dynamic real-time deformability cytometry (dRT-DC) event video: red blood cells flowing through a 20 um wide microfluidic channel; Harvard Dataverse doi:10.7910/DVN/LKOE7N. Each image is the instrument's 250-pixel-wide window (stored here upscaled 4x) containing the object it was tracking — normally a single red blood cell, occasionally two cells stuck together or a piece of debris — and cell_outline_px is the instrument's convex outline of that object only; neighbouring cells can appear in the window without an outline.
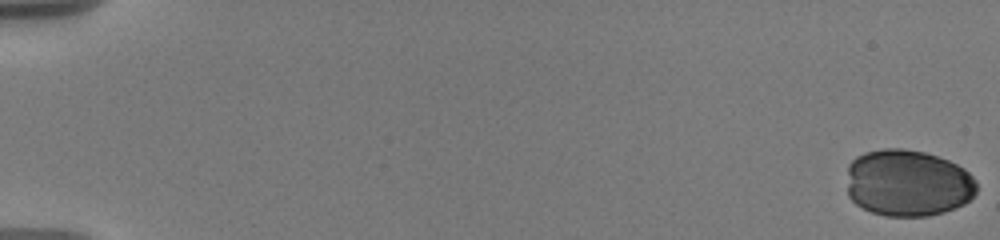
{"species": "human", "species_latin": "Homo sapiens", "temperature_condition": "warm", "stored_images_in_passage": 21, "camera_frame_rate_fps": 3000, "um_per_image_px": 0.085, "donor": {"sex": "male"}, "frame": {"image": 1, "passage_image": 1, "time_ms": 0.0, "image_size_px": [1000, 240], "cell_outline_px": [[976, 192], [964, 204], [956, 208], [944, 212], [928, 216], [884, 216], [872, 212], [856, 204], [848, 196], [848, 164], [856, 156], [864, 152], [884, 148], [904, 148], [924, 152], [948, 160], [964, 168], [976, 180]], "centroid_in_image_um": [77.16, 15.55], "position_along_channel_um": 7.8, "area_um2": 50.86}}
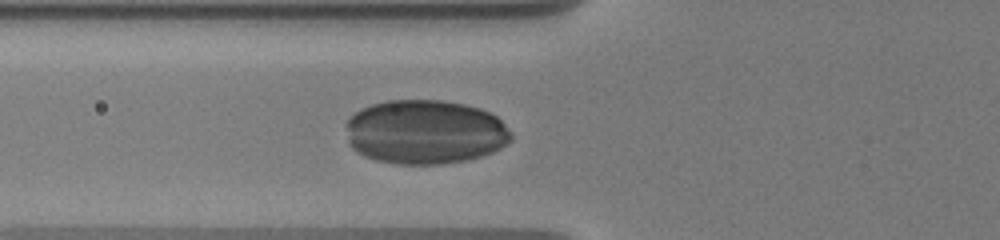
{"frame": {"image": 2, "passage_image": 18, "time_ms": 7.333, "image_size_px": [1000, 240], "cell_outline_px": [[512, 140], [500, 148], [492, 152], [468, 160], [440, 164], [396, 164], [376, 160], [364, 156], [352, 148], [348, 144], [348, 120], [360, 108], [372, 104], [388, 100], [440, 100], [464, 104], [480, 108], [496, 116], [512, 132]], "centroid_in_image_um": [36.14, 11.22], "position_along_channel_um": 89.7, "area_um2": 61.96}}
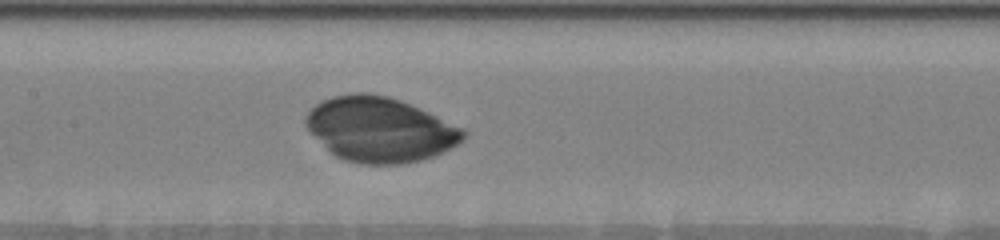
{"frame": {"image": 3, "passage_image": 21, "time_ms": 9.667, "image_size_px": [1000, 240], "cell_outline_px": [[464, 140], [436, 156], [420, 160], [400, 164], [360, 164], [344, 160], [336, 156], [304, 124], [304, 120], [308, 112], [320, 100], [332, 96], [352, 92], [368, 92], [388, 96], [400, 100], [428, 112], [464, 128]], "centroid_in_image_um": [32.3, 10.99], "position_along_channel_um": 175.1, "area_um2": 59.25}}